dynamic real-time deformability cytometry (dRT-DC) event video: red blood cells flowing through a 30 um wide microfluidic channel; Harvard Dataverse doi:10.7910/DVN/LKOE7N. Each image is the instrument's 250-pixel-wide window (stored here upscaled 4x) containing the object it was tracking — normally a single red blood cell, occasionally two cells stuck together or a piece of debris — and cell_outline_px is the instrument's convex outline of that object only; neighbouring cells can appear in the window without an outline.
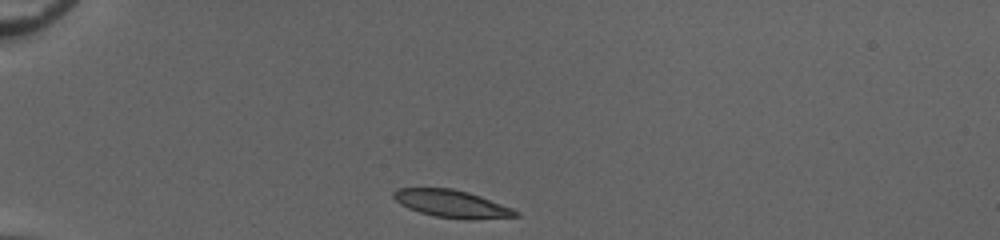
{"species": "common noctule bat (a hibernating species)", "species_latin": "Nyctalus noctula", "temperature_condition": "cold", "stored_images_in_passage": 33, "camera_frame_rate_fps": 3000, "um_per_image_px": 0.085, "animal": {"sex": "female", "body_mass_g": 20.0, "forearm_length_mm": 54.0}, "frame": {"image": 1, "passage_image": 1, "time_ms": 0.0, "image_size_px": [1000, 240], "cell_outline_px": [[520, 216], [472, 220], [464, 220], [436, 216], [420, 212], [408, 208], [400, 204], [392, 196], [392, 192], [396, 188], [452, 188], [468, 192], [480, 196], [512, 208], [520, 212]], "centroid_in_image_um": [38.41, 17.32], "position_along_channel_um": 46.6, "area_um2": 19.65}}
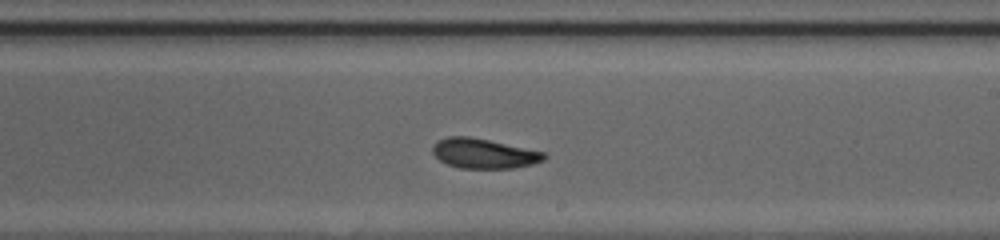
{"frame": {"image": 2, "passage_image": 19, "time_ms": 6.0, "image_size_px": [1000, 240], "cell_outline_px": [[548, 156], [544, 160], [532, 164], [512, 168], [460, 168], [448, 164], [440, 160], [432, 152], [432, 144], [436, 140], [448, 136], [468, 136], [488, 140], [544, 152]], "centroid_in_image_um": [41.09, 13.04], "position_along_channel_um": 247.9, "area_um2": 19.31}}
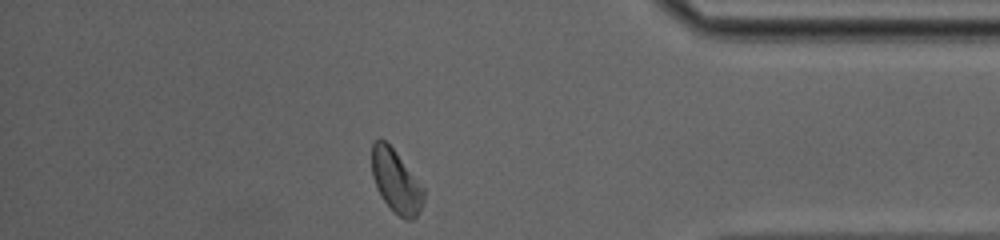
{"frame": {"image": 3, "passage_image": 32, "time_ms": 10.333, "image_size_px": [1000, 240], "cell_outline_px": [[424, 200], [416, 216], [412, 220], [404, 220], [380, 196], [376, 188], [372, 176], [372, 140], [380, 136], [396, 152], [424, 188]], "centroid_in_image_um": [33.64, 15.38], "position_along_channel_um": 401.6, "area_um2": 18.9}, "authors_computed_cell_mechanics": {"area_um2": 19.7676, "velocity_mm_per_s": 4.0582, "shape_relaxation_time_tau1_ms": 2.3073, "shape_relaxation_time_tau2_ms": 4.3502, "deformation_change_tau1": 0.113, "deformation_change_tau2": 0.1163}}